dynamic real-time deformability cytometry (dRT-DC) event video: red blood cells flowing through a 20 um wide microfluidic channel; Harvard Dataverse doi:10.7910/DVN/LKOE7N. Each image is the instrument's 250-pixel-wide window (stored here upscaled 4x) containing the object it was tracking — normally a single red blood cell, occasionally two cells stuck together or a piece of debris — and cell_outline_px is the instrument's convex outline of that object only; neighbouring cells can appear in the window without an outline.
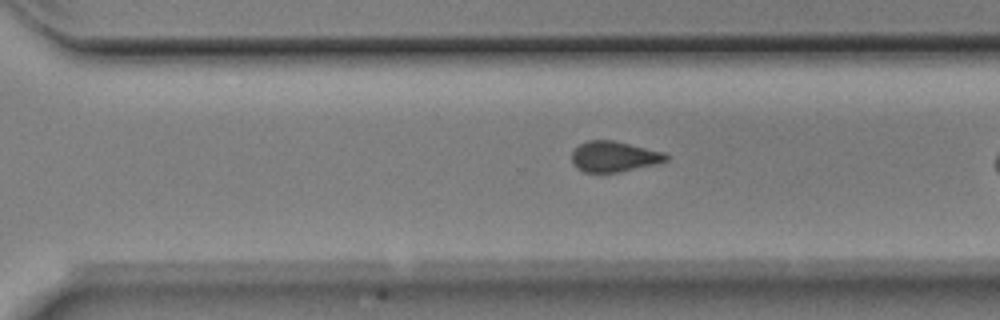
{"species": "Egyptian fruit bat (a non-hibernating species)", "species_latin": "Rousettus aegyptiacus", "temperature_condition": "room temperature", "stored_images_in_passage": 35, "camera_frame_rate_fps": 3000, "um_per_image_px": 0.085, "animal": {"sex": "male"}, "frame": {"image": 1, "passage_image": 31, "time_ms": 10.0, "image_size_px": [1000, 320], "cell_outline_px": [[668, 160], [620, 172], [584, 172], [576, 168], [572, 164], [572, 152], [580, 144], [588, 140], [612, 140], [664, 152], [668, 156]], "centroid_in_image_um": [52.15, 13.31], "position_along_channel_um": 318.5, "area_um2": 16.59}}
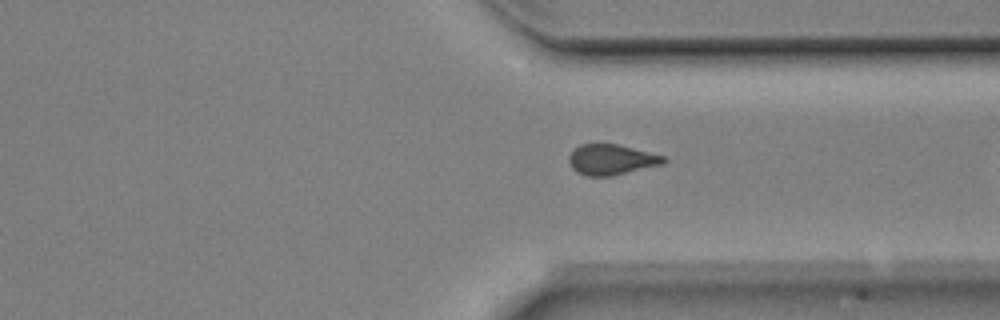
{"frame": {"image": 2, "passage_image": 34, "time_ms": 11.0, "image_size_px": [1000, 320], "cell_outline_px": [[668, 160], [664, 164], [612, 176], [588, 176], [576, 172], [568, 164], [568, 156], [580, 144], [616, 144], [664, 156]], "centroid_in_image_um": [51.95, 13.58], "position_along_channel_um": 359.4, "area_um2": 16.82}}